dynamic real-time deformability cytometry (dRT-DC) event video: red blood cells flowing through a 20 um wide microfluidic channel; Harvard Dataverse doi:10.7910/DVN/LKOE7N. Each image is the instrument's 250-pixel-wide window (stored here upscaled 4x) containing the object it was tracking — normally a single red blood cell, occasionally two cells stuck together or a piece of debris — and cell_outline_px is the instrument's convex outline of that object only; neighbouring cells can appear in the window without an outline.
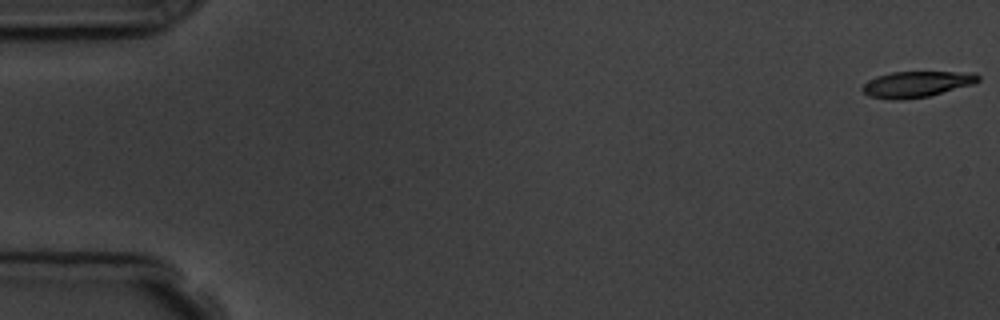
{"species": "common noctule bat (a hibernating species)", "species_latin": "Nyctalus noctula", "temperature_condition": "room temperature", "stored_images_in_passage": 6, "camera_frame_rate_fps": 3000, "um_per_image_px": 0.085, "animal": {"sex": "male", "body_mass_g": 19.5, "forearm_length_mm": 54.6}, "frame": {"image": 1, "passage_image": 1, "time_ms": 0.0, "image_size_px": [1000, 320], "cell_outline_px": [[980, 80], [972, 84], [928, 96], [900, 100], [892, 100], [868, 96], [860, 88], [868, 80], [876, 76], [892, 72], [976, 72], [980, 76]], "centroid_in_image_um": [77.89, 7.15], "position_along_channel_um": 7.1, "area_um2": 17.51}}
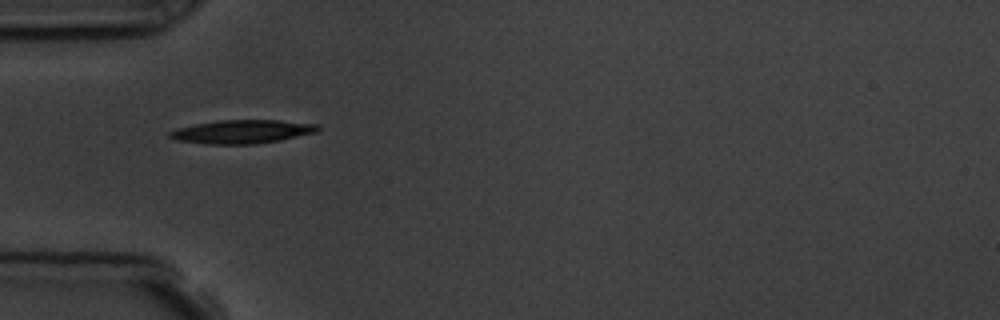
{"frame": {"image": 2, "passage_image": 5, "time_ms": 5.667, "image_size_px": [1000, 320], "cell_outline_px": [[320, 128], [316, 132], [280, 140], [256, 144], [204, 144], [176, 140], [168, 136], [168, 132], [176, 128], [196, 124], [220, 120], [280, 120], [316, 124]], "centroid_in_image_um": [20.54, 11.19], "position_along_channel_um": 64.5, "area_um2": 20.29}}